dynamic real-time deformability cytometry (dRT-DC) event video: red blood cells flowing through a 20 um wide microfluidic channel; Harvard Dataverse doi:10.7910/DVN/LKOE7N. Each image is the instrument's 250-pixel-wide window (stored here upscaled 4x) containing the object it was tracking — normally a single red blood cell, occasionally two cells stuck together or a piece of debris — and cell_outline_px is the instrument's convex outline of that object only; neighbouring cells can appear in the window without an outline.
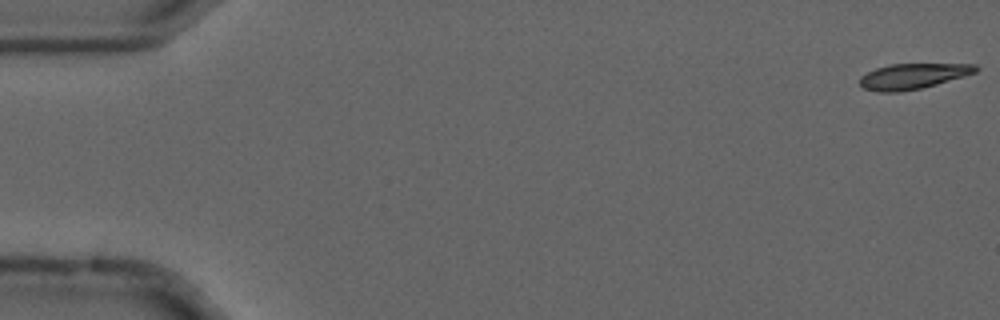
{"species": "common noctule bat (a hibernating species)", "species_latin": "Nyctalus noctula", "temperature_condition": "cold", "stored_images_in_passage": 55, "camera_frame_rate_fps": 3000, "um_per_image_px": 0.085, "animal": {"sex": "male", "forearm_length_mm": 52.5}, "frame": {"image": 1, "passage_image": 1, "time_ms": 0.0, "image_size_px": [1000, 320], "cell_outline_px": [[980, 68], [976, 72], [964, 76], [936, 84], [920, 88], [900, 92], [876, 92], [864, 88], [860, 84], [860, 76], [876, 68], [892, 64], [976, 64]], "centroid_in_image_um": [77.59, 6.47], "position_along_channel_um": 7.4, "area_um2": 17.11}}
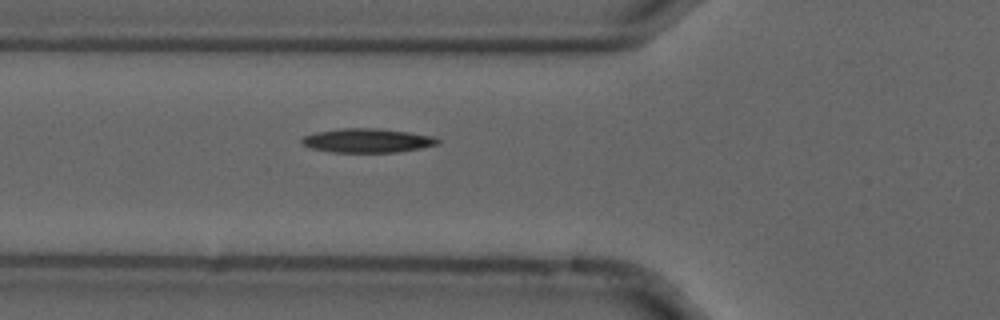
{"frame": {"image": 2, "passage_image": 20, "time_ms": 6.333, "image_size_px": [1000, 320], "cell_outline_px": [[440, 144], [420, 148], [396, 152], [332, 152], [312, 148], [304, 144], [300, 140], [304, 136], [316, 132], [340, 128], [380, 128], [408, 132], [432, 136], [440, 140]], "centroid_in_image_um": [31.24, 11.94], "position_along_channel_um": 94.6, "area_um2": 18.96}}
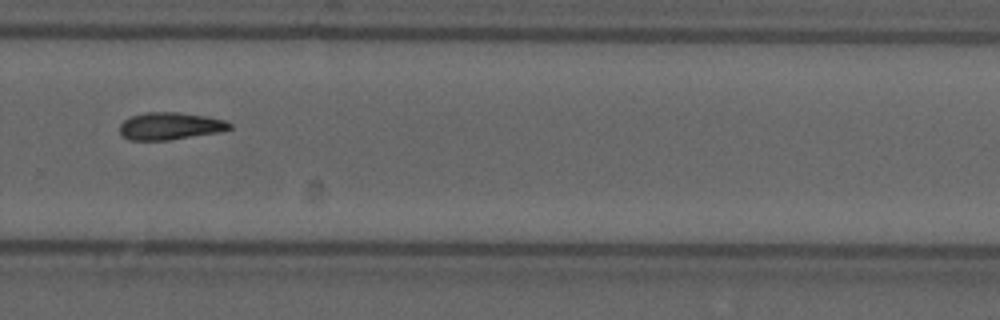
{"frame": {"image": 3, "passage_image": 38, "time_ms": 12.333, "image_size_px": [1000, 320], "cell_outline_px": [[232, 128], [216, 132], [168, 140], [128, 140], [120, 132], [120, 124], [124, 120], [132, 116], [144, 112], [180, 112], [204, 116], [224, 120], [232, 124]], "centroid_in_image_um": [14.43, 10.7], "position_along_channel_um": 315.4, "area_um2": 17.28}, "authors_computed_cell_mechanics": {"area_um2": 17.6868, "velocity_mm_per_s": 3.6812, "shape_relaxation_time_tau1_ms": 9.1184, "shape_relaxation_time_tau2_ms": null, "deformation_change_tau1": 0.1885, "deformation_change_tau2": null}}